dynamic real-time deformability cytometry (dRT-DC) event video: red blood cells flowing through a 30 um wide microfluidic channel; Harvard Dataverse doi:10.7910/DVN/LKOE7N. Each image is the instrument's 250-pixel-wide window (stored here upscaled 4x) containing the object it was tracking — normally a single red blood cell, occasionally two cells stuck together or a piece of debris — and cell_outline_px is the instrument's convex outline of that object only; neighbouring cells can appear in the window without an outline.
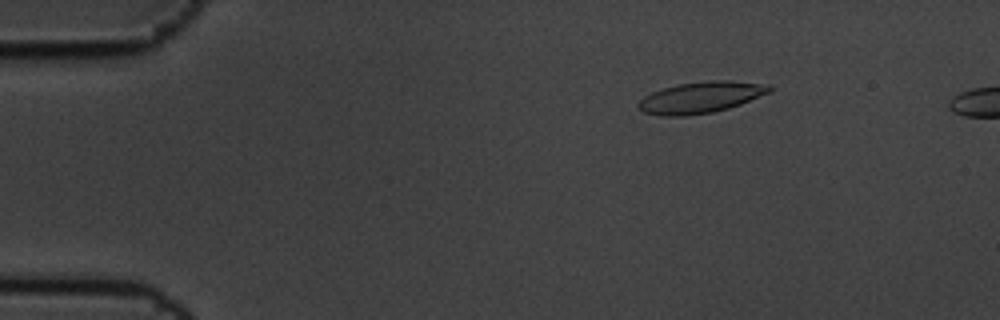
{"species": "common noctule bat (a hibernating species)", "species_latin": "Nyctalus noctula", "temperature_condition": "cold", "stored_images_in_passage": 7, "camera_frame_rate_fps": 3000, "um_per_image_px": 0.085, "animal": {"sex": "male", "body_mass_g": 19.5, "forearm_length_mm": 54.6}, "frame": {"image": 1, "passage_image": 3, "time_ms": 0.667, "image_size_px": [1000, 320], "cell_outline_px": [[776, 88], [772, 92], [740, 104], [728, 108], [712, 112], [688, 116], [660, 116], [644, 112], [636, 104], [644, 96], [652, 92], [664, 88], [680, 84], [708, 80], [728, 80], [768, 84]], "centroid_in_image_um": [59.62, 8.27], "position_along_channel_um": 25.4, "area_um2": 24.04}}
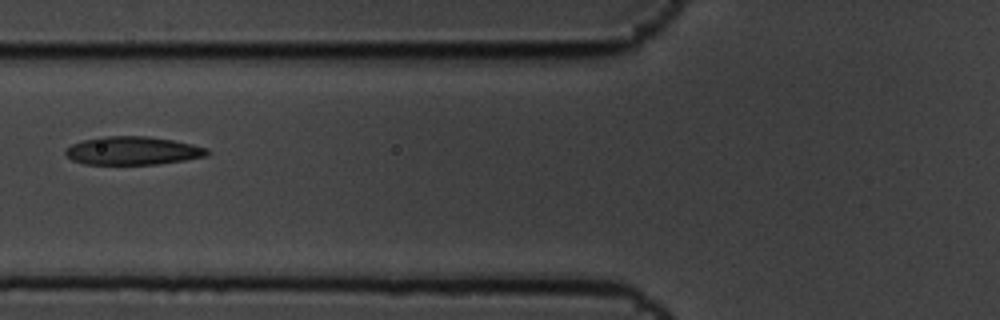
{"frame": {"image": 2, "passage_image": 7, "time_ms": 2.0, "image_size_px": [1000, 320], "cell_outline_px": [[212, 152], [208, 156], [184, 160], [156, 164], [84, 164], [72, 160], [64, 152], [64, 148], [72, 144], [84, 140], [104, 136], [148, 136], [172, 140], [192, 144], [208, 148]], "centroid_in_image_um": [11.3, 12.81], "position_along_channel_um": 114.5, "area_um2": 23.41}}